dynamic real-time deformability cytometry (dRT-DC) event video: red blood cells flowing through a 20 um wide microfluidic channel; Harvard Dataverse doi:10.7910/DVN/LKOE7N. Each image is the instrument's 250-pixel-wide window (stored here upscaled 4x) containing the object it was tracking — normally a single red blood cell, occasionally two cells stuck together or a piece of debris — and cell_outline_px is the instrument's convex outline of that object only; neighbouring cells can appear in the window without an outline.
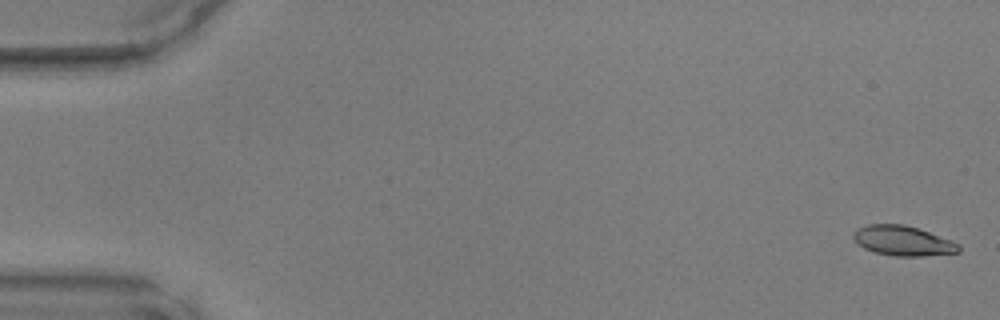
{"species": "common noctule bat (a hibernating species)", "species_latin": "Nyctalus noctula", "temperature_condition": "warm", "stored_images_in_passage": 12, "camera_frame_rate_fps": 3000, "um_per_image_px": 0.085, "animal": {"sex": "male", "body_mass_g": 17.9, "forearm_length_mm": 54.2}, "frame": {"image": 1, "passage_image": 1, "time_ms": 0.0, "image_size_px": [1000, 320], "cell_outline_px": [[960, 252], [924, 256], [896, 256], [876, 252], [864, 248], [856, 244], [852, 236], [852, 232], [856, 228], [868, 224], [904, 224], [928, 232], [960, 244]], "centroid_in_image_um": [76.69, 20.46], "position_along_channel_um": 8.3, "area_um2": 18.32}}